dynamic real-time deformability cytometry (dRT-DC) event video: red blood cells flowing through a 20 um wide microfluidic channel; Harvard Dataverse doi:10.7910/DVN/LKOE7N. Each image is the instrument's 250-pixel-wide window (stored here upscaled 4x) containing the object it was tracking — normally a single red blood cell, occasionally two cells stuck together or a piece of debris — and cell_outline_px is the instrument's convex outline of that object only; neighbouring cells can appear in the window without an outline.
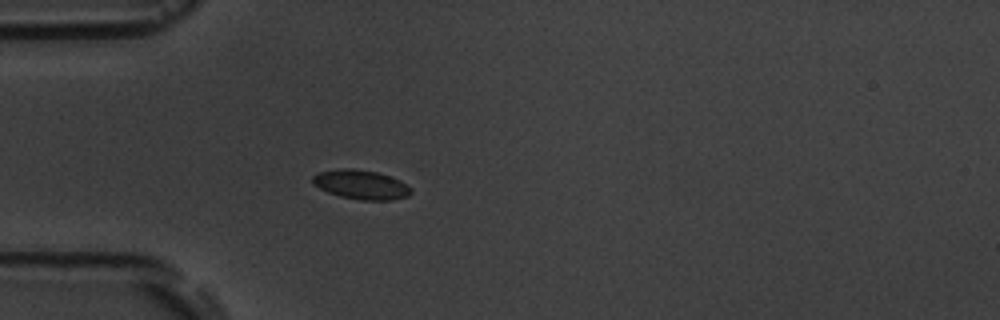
{"species": "common noctule bat (a hibernating species)", "species_latin": "Nyctalus noctula", "temperature_condition": "room temperature", "stored_images_in_passage": 4, "camera_frame_rate_fps": 3000, "um_per_image_px": 0.085, "animal": {"sex": "male", "body_mass_g": 19.5, "forearm_length_mm": 54.6}, "frame": {"image": 1, "passage_image": 4, "time_ms": 4.0, "image_size_px": [1000, 320], "cell_outline_px": [[412, 192], [408, 196], [392, 200], [360, 200], [340, 196], [328, 192], [312, 184], [312, 176], [320, 172], [340, 168], [352, 168], [376, 172], [400, 180], [408, 184], [412, 188]], "centroid_in_image_um": [30.71, 15.69], "position_along_channel_um": 54.3, "area_um2": 16.82}}